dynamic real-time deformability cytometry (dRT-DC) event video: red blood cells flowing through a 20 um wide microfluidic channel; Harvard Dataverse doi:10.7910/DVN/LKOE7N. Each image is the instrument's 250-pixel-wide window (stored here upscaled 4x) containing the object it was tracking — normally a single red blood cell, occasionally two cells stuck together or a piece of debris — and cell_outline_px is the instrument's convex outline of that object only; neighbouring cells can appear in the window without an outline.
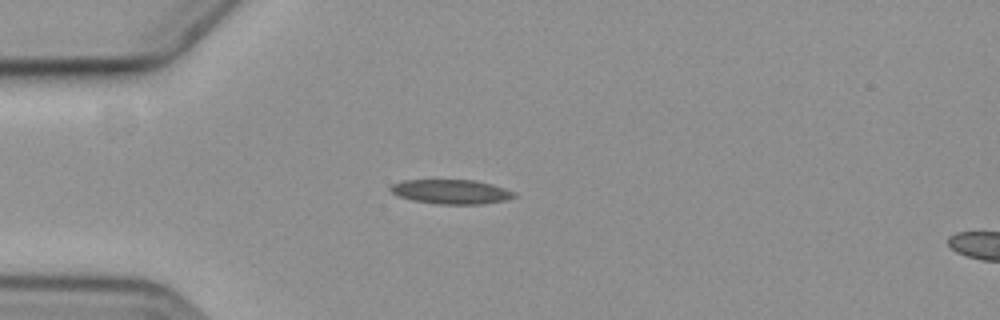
{"species": "common noctule bat (a hibernating species)", "species_latin": "Nyctalus noctula", "temperature_condition": "cold", "stored_images_in_passage": 5, "camera_frame_rate_fps": 3000, "um_per_image_px": 0.085, "animal": {"sex": "female", "body_mass_g": 19.3, "forearm_length_mm": 54.1}, "frame": {"image": 1, "passage_image": 3, "time_ms": 3.333, "image_size_px": [1000, 320], "cell_outline_px": [[516, 196], [504, 200], [484, 204], [436, 204], [412, 200], [396, 196], [388, 188], [392, 184], [404, 180], [472, 180], [492, 184], [504, 188], [512, 192]], "centroid_in_image_um": [38.29, 16.3], "position_along_channel_um": 46.7, "area_um2": 17.51}}
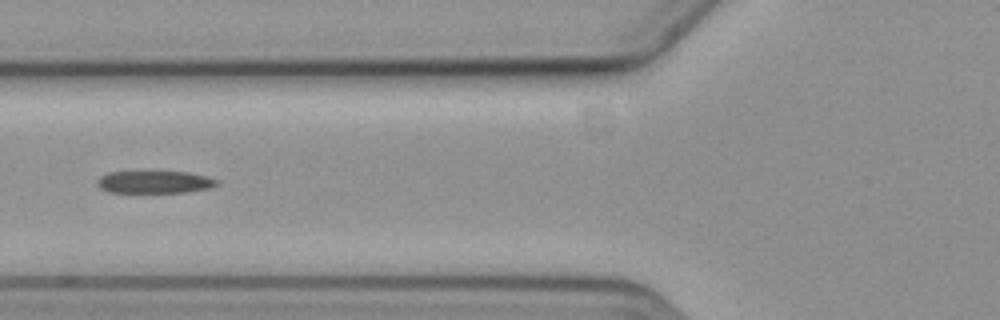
{"frame": {"image": 2, "passage_image": 5, "time_ms": 5.667, "image_size_px": [1000, 320], "cell_outline_px": [[220, 184], [212, 188], [188, 192], [108, 192], [100, 188], [96, 184], [96, 180], [100, 176], [108, 172], [188, 172], [208, 176], [220, 180]], "centroid_in_image_um": [13.19, 15.47], "position_along_channel_um": 112.6, "area_um2": 15.84}}